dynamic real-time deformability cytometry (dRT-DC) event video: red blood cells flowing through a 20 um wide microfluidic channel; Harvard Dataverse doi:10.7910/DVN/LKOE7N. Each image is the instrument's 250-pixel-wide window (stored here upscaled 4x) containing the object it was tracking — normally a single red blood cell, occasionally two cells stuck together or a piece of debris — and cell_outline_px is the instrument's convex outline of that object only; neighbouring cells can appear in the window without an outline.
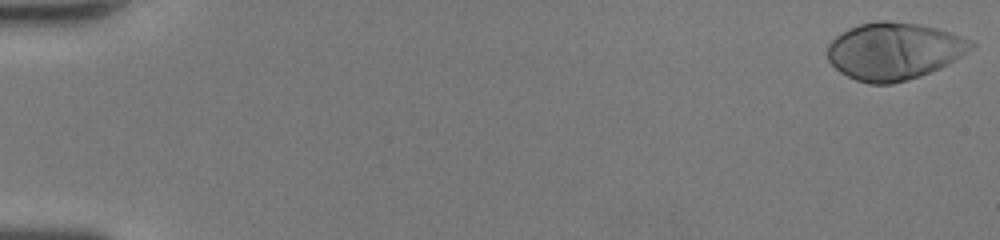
{"species": "human", "species_latin": "Homo sapiens", "temperature_condition": "room temperature", "stored_images_in_passage": 50, "camera_frame_rate_fps": 3000, "um_per_image_px": 0.085, "donor": {"sex": "female"}, "frame": {"image": 1, "passage_image": 1, "time_ms": 0.0, "image_size_px": [1000, 240], "cell_outline_px": [[976, 44], [972, 48], [948, 64], [940, 68], [920, 76], [892, 84], [868, 84], [856, 80], [840, 72], [828, 60], [828, 44], [836, 36], [848, 28], [860, 24], [880, 20], [884, 20], [920, 24], [936, 28], [972, 40]], "centroid_in_image_um": [75.98, 4.34], "position_along_channel_um": 9.0, "area_um2": 47.74}}
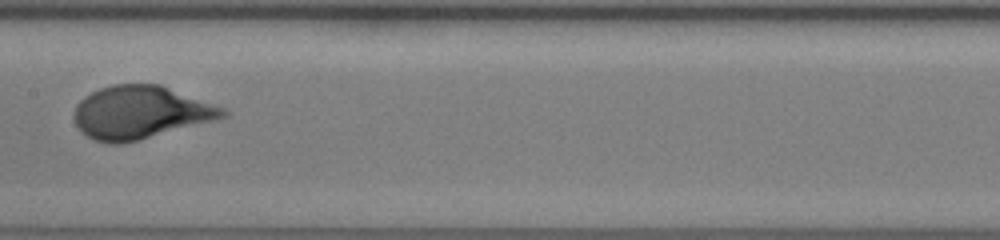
{"frame": {"image": 2, "passage_image": 27, "time_ms": 8.667, "image_size_px": [1000, 240], "cell_outline_px": [[228, 116], [216, 120], [140, 140], [120, 144], [108, 144], [96, 140], [88, 136], [76, 124], [76, 104], [84, 96], [100, 88], [112, 84], [160, 84], [224, 108], [228, 112]], "centroid_in_image_um": [11.97, 9.56], "position_along_channel_um": 195.4, "area_um2": 45.6}}
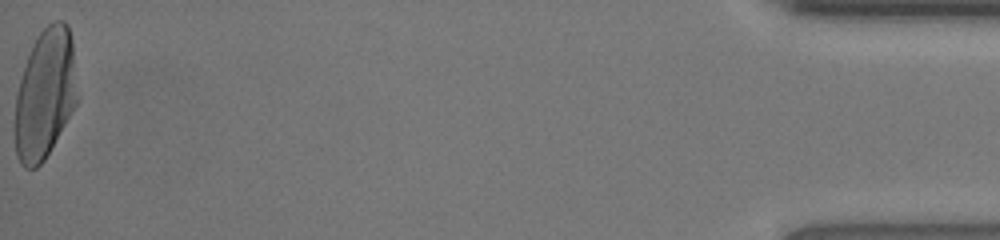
{"frame": {"image": 3, "passage_image": 50, "time_ms": 16.333, "image_size_px": [1000, 240], "cell_outline_px": [[80, 100], [44, 160], [36, 168], [24, 168], [20, 164], [16, 156], [12, 132], [16, 96], [20, 80], [32, 44], [36, 36], [48, 24], [56, 20], [64, 20], [68, 24], [72, 40], [80, 96]], "centroid_in_image_um": [3.84, 8.02], "position_along_channel_um": 431.4, "area_um2": 48.55}, "authors_computed_cell_mechanics": {"area_um2": 45.4886, "velocity_mm_per_s": 4.2857, "shape_relaxation_time_tau1_ms": 3.726, "shape_relaxation_time_tau2_ms": null, "deformation_change_tau1": 0.2454, "deformation_change_tau2": null}}